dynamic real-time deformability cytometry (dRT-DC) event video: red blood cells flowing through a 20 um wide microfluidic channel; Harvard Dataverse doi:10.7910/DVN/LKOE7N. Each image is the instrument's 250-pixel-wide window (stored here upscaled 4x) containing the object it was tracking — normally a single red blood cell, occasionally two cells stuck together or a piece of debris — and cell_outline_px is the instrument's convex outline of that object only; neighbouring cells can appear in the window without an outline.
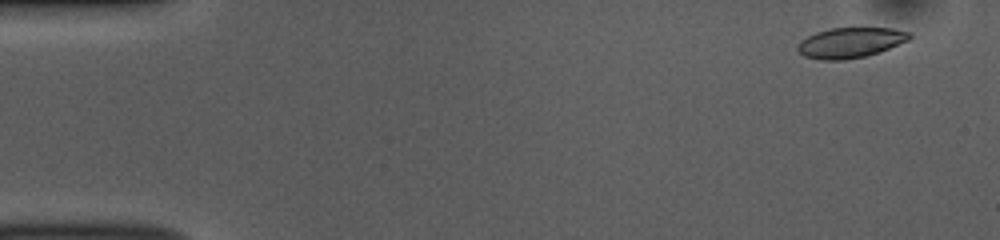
{"species": "common noctule bat (a hibernating species)", "species_latin": "Nyctalus noctula", "temperature_condition": "room temperature", "stored_images_in_passage": 52, "camera_frame_rate_fps": 3000, "um_per_image_px": 0.085, "animal": {"sex": "female", "body_mass_g": 10.0, "forearm_length_mm": 53.1}, "frame": {"image": 1, "passage_image": 3, "time_ms": 0.667, "image_size_px": [1000, 240], "cell_outline_px": [[912, 36], [908, 40], [880, 52], [864, 56], [844, 60], [820, 60], [804, 56], [796, 48], [800, 40], [816, 32], [832, 28], [892, 28], [912, 32]], "centroid_in_image_um": [72.29, 3.62], "position_along_channel_um": 12.7, "area_um2": 19.77}}
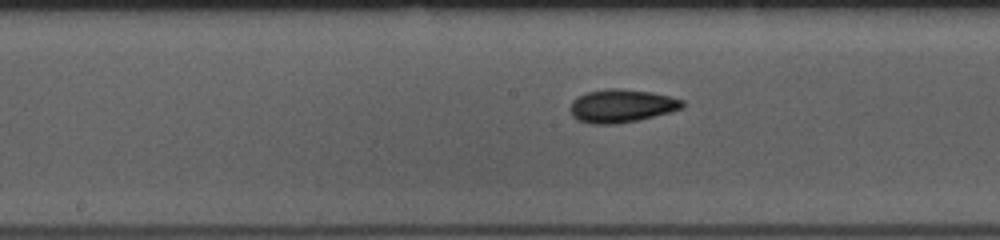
{"frame": {"image": 2, "passage_image": 26, "time_ms": 8.333, "image_size_px": [1000, 240], "cell_outline_px": [[684, 104], [680, 108], [668, 112], [636, 120], [616, 124], [592, 124], [576, 120], [572, 116], [568, 108], [572, 100], [576, 96], [588, 92], [608, 88], [616, 88], [652, 92], [684, 100]], "centroid_in_image_um": [52.74, 9.0], "position_along_channel_um": 195.5, "area_um2": 21.62}}
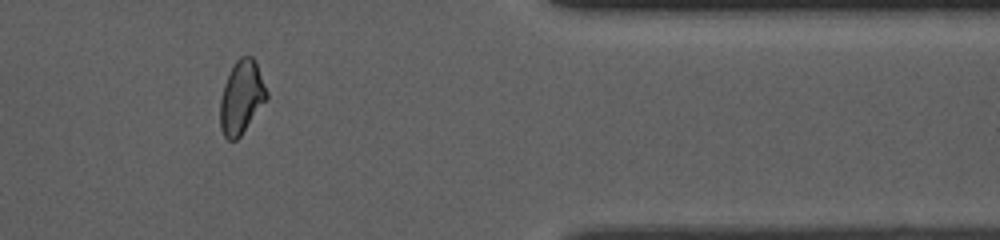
{"frame": {"image": 3, "passage_image": 43, "time_ms": 14.0, "image_size_px": [1000, 240], "cell_outline_px": [[268, 100], [240, 136], [236, 140], [228, 140], [224, 136], [220, 128], [220, 100], [224, 84], [236, 60], [240, 56], [252, 56], [256, 64], [268, 92]], "centroid_in_image_um": [20.53, 8.3], "position_along_channel_um": 390.9, "area_um2": 19.83}, "authors_computed_cell_mechanics": {"area_um2": 20.3167, "velocity_mm_per_s": 3.8587, "shape_relaxation_time_tau1_ms": 9.862, "shape_relaxation_time_tau2_ms": 3.1579, "deformation_change_tau1": 0.1923, "deformation_change_tau2": 0.0781}}